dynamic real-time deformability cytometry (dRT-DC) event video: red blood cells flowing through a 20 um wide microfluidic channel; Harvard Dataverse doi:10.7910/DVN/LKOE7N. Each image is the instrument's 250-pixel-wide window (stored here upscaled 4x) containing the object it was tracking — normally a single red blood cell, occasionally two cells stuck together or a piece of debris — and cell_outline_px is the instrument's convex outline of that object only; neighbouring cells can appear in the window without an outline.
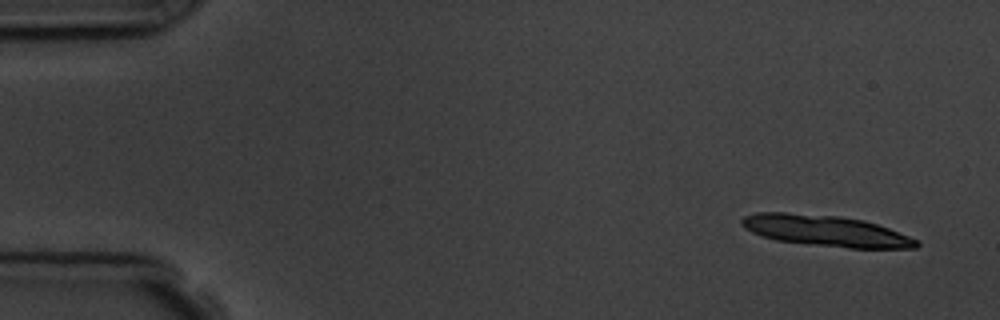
{"species": "common noctule bat (a hibernating species)", "species_latin": "Nyctalus noctula", "temperature_condition": "room temperature", "stored_images_in_passage": 4, "camera_frame_rate_fps": 3000, "um_per_image_px": 0.085, "animal": {"sex": "male", "body_mass_g": 19.5, "forearm_length_mm": 54.6}, "frame": {"image": 1, "passage_image": 1, "time_ms": 0.0, "image_size_px": [1000, 320], "cell_outline_px": [[920, 244], [916, 248], [848, 248], [776, 240], [752, 232], [744, 228], [740, 224], [740, 220], [744, 216], [756, 212], [784, 212], [840, 216], [864, 220], [888, 228], [908, 236], [916, 240]], "centroid_in_image_um": [70.16, 19.61], "position_along_channel_um": 14.8, "area_um2": 31.39}}